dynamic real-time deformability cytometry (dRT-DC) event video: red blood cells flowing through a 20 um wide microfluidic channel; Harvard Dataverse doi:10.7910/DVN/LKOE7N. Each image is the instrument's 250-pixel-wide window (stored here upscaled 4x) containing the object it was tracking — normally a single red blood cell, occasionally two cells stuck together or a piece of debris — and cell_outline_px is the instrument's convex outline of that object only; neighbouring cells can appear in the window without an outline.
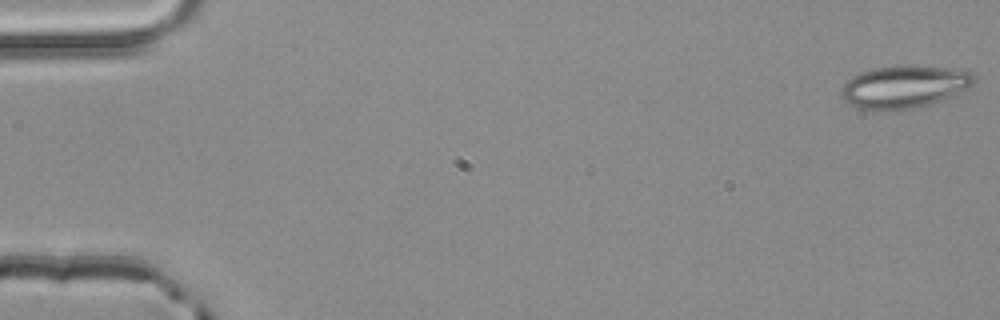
{"species": "common noctule bat (a hibernating species)", "species_latin": "Nyctalus noctula", "temperature_condition": "room temperature", "stored_images_in_passage": 4, "camera_frame_rate_fps": 3000, "um_per_image_px": 0.085, "animal": {"sex": "male", "body_mass_g": 20.4}, "frame": {"image": 1, "passage_image": 1, "time_ms": 0.0, "image_size_px": [1000, 320], "cell_outline_px": [[976, 80], [968, 88], [956, 96], [948, 100], [912, 108], [888, 112], [876, 112], [860, 108], [852, 104], [840, 96], [840, 88], [844, 80], [860, 72], [872, 68], [896, 64], [912, 64], [964, 68], [972, 72], [976, 76]], "centroid_in_image_um": [76.91, 7.35], "position_along_channel_um": 8.1, "area_um2": 34.74}}